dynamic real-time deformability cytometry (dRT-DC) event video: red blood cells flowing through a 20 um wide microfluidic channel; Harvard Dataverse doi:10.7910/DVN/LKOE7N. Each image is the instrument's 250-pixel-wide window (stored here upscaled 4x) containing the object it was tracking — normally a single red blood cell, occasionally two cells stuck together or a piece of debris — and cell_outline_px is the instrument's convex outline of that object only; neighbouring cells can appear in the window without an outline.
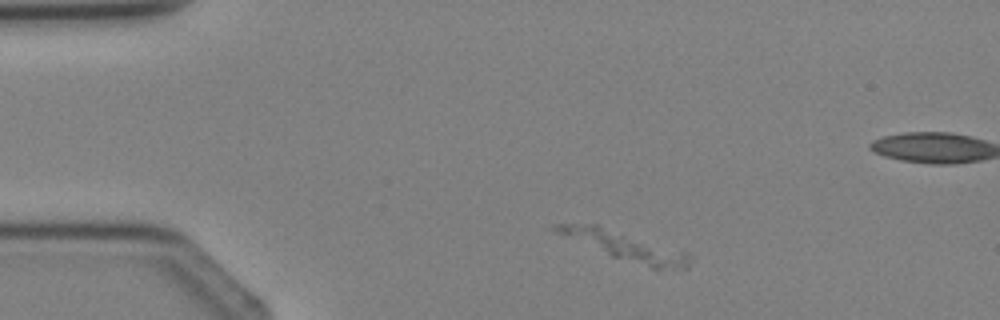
{"species": "Egyptian fruit bat (a non-hibernating species)", "species_latin": "Rousettus aegyptiacus", "temperature_condition": "cold", "stored_images_in_passage": 3, "camera_frame_rate_fps": 3000, "um_per_image_px": 0.085, "animal": {"sex": "female"}, "frame": {"image": 1, "passage_image": 1, "time_ms": 0.0, "image_size_px": [1000, 320], "cell_outline_px": [[692, 256], [688, 268], [652, 268], [612, 256], [552, 232], [552, 224], [600, 224], [684, 252]], "centroid_in_image_um": [53.05, 20.88], "position_along_channel_um": 31.9, "area_um2": 21.96}}